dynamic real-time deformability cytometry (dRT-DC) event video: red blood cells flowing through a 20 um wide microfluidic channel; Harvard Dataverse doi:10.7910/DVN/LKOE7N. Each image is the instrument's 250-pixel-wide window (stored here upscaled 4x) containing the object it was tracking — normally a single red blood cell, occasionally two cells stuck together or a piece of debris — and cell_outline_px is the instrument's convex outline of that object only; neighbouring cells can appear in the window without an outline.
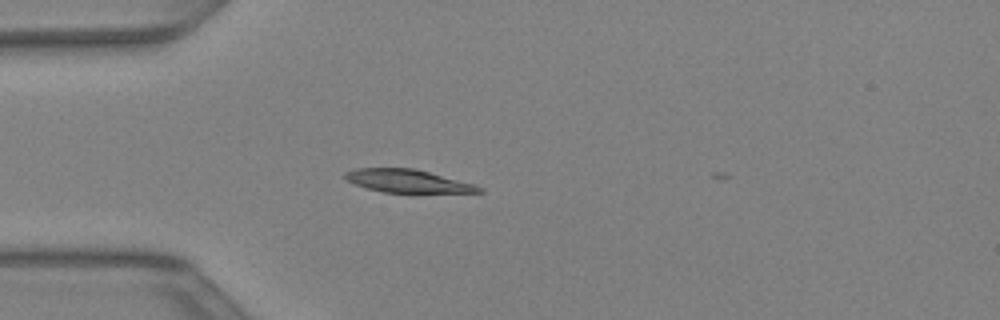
{"species": "Egyptian fruit bat (a non-hibernating species)", "species_latin": "Rousettus aegyptiacus", "temperature_condition": "warm", "stored_images_in_passage": 38, "camera_frame_rate_fps": 3000, "um_per_image_px": 0.085, "animal": {"sex": "female"}, "frame": {"image": 1, "passage_image": 12, "time_ms": 3.667, "image_size_px": [1000, 320], "cell_outline_px": [[484, 192], [384, 192], [368, 188], [356, 184], [348, 180], [344, 176], [344, 172], [356, 168], [412, 168], [428, 172], [472, 184], [484, 188]], "centroid_in_image_um": [34.61, 15.38], "position_along_channel_um": 50.4, "area_um2": 17.4}}
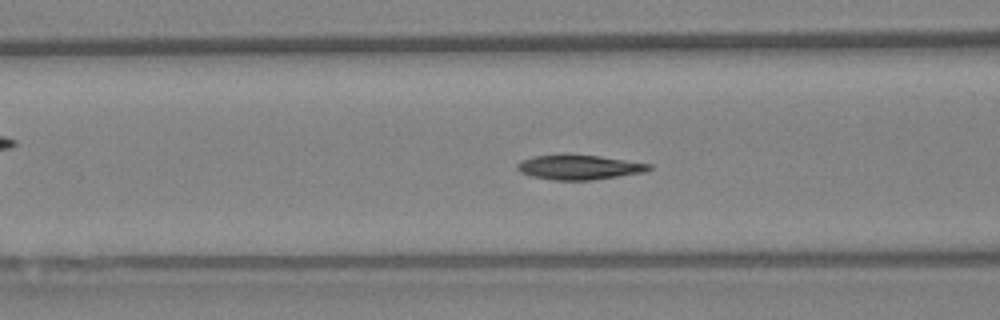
{"frame": {"image": 2, "passage_image": 17, "time_ms": 5.333, "image_size_px": [1000, 320], "cell_outline_px": [[652, 168], [648, 172], [592, 180], [552, 180], [532, 176], [520, 172], [516, 168], [516, 164], [532, 156], [600, 156], [652, 164]], "centroid_in_image_um": [49.29, 14.24], "position_along_channel_um": 117.3, "area_um2": 18.61}}
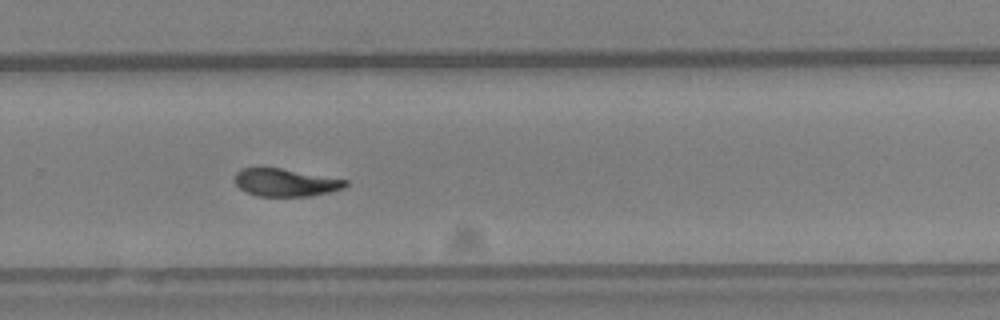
{"frame": {"image": 3, "passage_image": 29, "time_ms": 9.333, "image_size_px": [1000, 320], "cell_outline_px": [[348, 184], [344, 188], [328, 192], [308, 196], [256, 196], [244, 192], [236, 184], [236, 172], [240, 168], [280, 168], [348, 180]], "centroid_in_image_um": [24.25, 15.52], "position_along_channel_um": 305.5, "area_um2": 17.74}}